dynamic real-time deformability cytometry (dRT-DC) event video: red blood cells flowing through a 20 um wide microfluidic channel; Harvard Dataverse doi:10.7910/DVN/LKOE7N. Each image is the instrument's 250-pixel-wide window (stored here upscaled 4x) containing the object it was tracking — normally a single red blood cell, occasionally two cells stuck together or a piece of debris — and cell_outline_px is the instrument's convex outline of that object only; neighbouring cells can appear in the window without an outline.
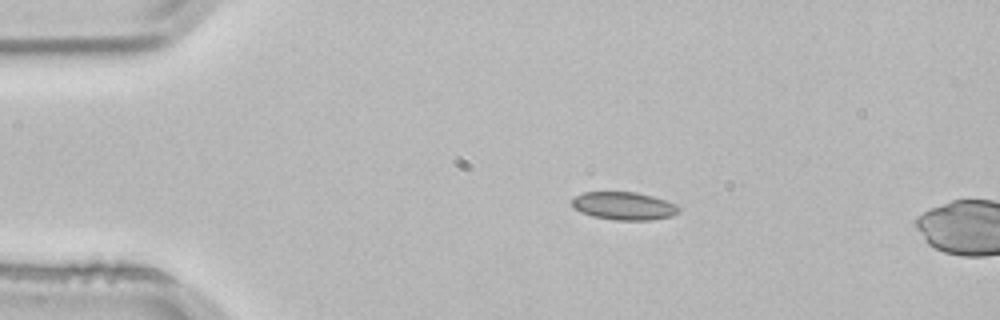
{"species": "common noctule bat (a hibernating species)", "species_latin": "Nyctalus noctula", "temperature_condition": "room temperature", "stored_images_in_passage": 4, "camera_frame_rate_fps": 3000, "um_per_image_px": 0.085, "animal": {"sex": "male", "body_mass_g": 21.5, "forearm_length_mm": 52.0}, "frame": {"image": 1, "passage_image": 3, "time_ms": 0.667, "image_size_px": [1000, 320], "cell_outline_px": [[680, 212], [672, 216], [652, 220], [616, 220], [592, 216], [580, 212], [572, 204], [572, 200], [576, 196], [584, 192], [636, 192], [652, 196], [676, 204], [680, 208]], "centroid_in_image_um": [53.06, 17.51], "position_along_channel_um": 31.9, "area_um2": 17.34}}